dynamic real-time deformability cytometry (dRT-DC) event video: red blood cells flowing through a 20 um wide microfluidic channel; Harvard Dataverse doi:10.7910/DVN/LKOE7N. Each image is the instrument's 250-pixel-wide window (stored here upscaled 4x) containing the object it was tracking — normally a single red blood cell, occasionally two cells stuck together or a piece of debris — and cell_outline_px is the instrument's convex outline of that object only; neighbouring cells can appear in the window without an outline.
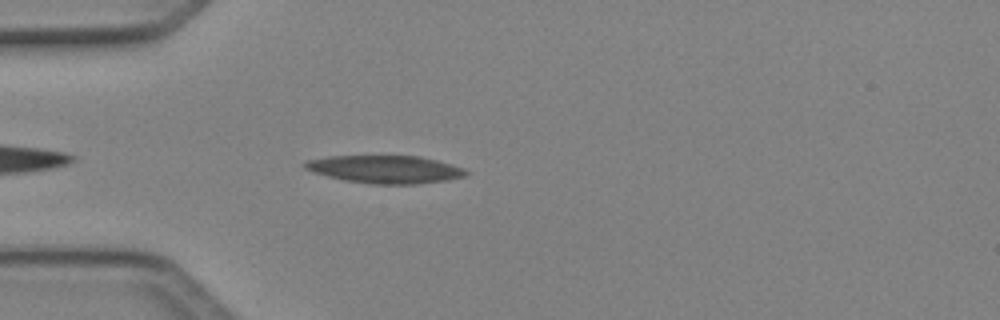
{"species": "Egyptian fruit bat (a non-hibernating species)", "species_latin": "Rousettus aegyptiacus", "temperature_condition": "cold", "stored_images_in_passage": 4, "camera_frame_rate_fps": 3000, "um_per_image_px": 0.085, "animal": {"sex": "female"}, "frame": {"image": 1, "passage_image": 4, "time_ms": 1.0, "image_size_px": [1000, 320], "cell_outline_px": [[468, 176], [448, 180], [416, 184], [368, 184], [344, 180], [328, 176], [304, 168], [304, 160], [328, 156], [420, 156], [452, 164], [464, 168], [468, 172]], "centroid_in_image_um": [32.77, 14.39], "position_along_channel_um": 52.2, "area_um2": 26.18}}